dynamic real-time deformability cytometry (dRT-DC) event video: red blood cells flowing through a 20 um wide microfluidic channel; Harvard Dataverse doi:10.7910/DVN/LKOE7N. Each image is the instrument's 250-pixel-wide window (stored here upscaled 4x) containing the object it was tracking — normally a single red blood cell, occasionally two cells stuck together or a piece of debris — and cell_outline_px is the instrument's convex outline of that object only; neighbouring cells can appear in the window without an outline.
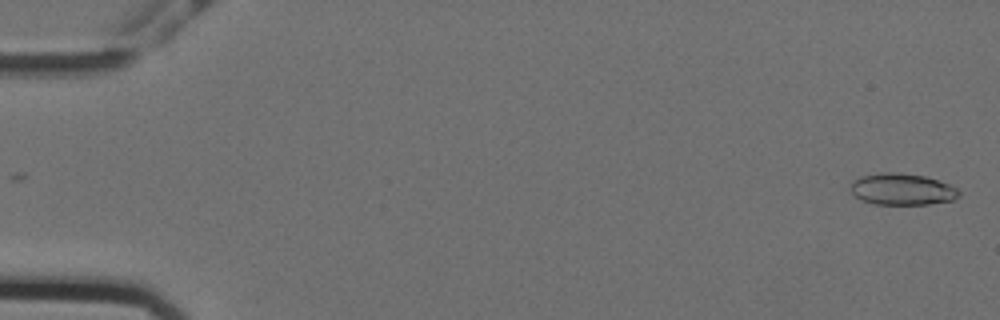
{"species": "Egyptian fruit bat (a non-hibernating species)", "species_latin": "Rousettus aegyptiacus", "temperature_condition": "cold", "stored_images_in_passage": 54, "camera_frame_rate_fps": 3000, "um_per_image_px": 0.085, "animal": {"sex": "female"}, "frame": {"image": 1, "passage_image": 1, "time_ms": 0.0, "image_size_px": [1000, 320], "cell_outline_px": [[960, 196], [952, 200], [928, 204], [876, 204], [860, 200], [852, 192], [852, 184], [860, 176], [880, 172], [896, 172], [924, 176], [948, 184], [956, 188], [960, 192]], "centroid_in_image_um": [76.68, 16.08], "position_along_channel_um": 8.3, "area_um2": 19.71}}
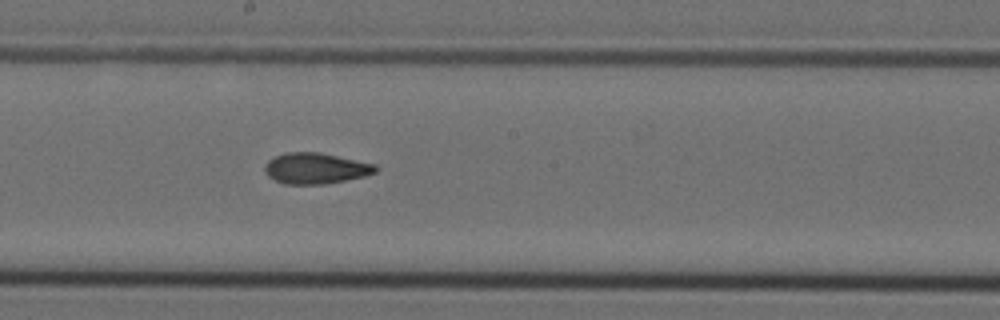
{"frame": {"image": 2, "passage_image": 31, "time_ms": 10.0, "image_size_px": [1000, 320], "cell_outline_px": [[376, 172], [364, 176], [324, 184], [284, 184], [268, 176], [264, 172], [264, 164], [268, 160], [276, 156], [288, 152], [320, 152], [376, 164]], "centroid_in_image_um": [26.8, 14.3], "position_along_channel_um": 221.4, "area_um2": 19.88}}
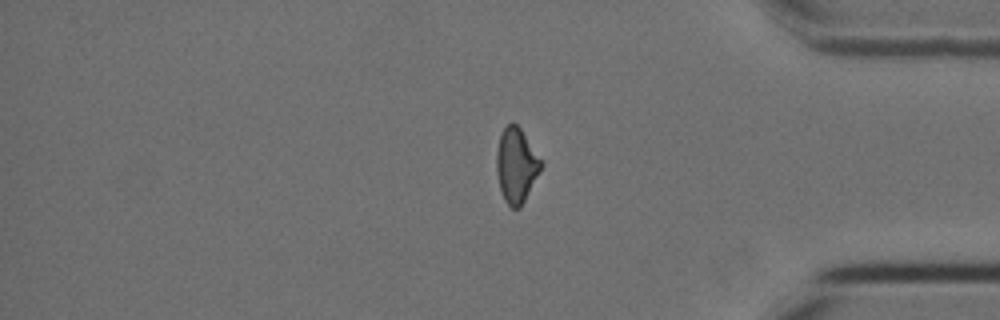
{"frame": {"image": 3, "passage_image": 47, "time_ms": 15.333, "image_size_px": [1000, 320], "cell_outline_px": [[540, 172], [520, 208], [512, 208], [504, 200], [500, 188], [496, 172], [496, 152], [500, 136], [504, 128], [508, 124], [516, 124], [520, 128], [540, 160]], "centroid_in_image_um": [43.85, 14.08], "position_along_channel_um": 391.4, "area_um2": 18.84}, "authors_computed_cell_mechanics": {"area_um2": 19.8832, "velocity_mm_per_s": 3.567, "shape_relaxation_time_tau1_ms": null, "shape_relaxation_time_tau2_ms": 3.8077, "deformation_change_tau1": null, "deformation_change_tau2": 0.0988}}